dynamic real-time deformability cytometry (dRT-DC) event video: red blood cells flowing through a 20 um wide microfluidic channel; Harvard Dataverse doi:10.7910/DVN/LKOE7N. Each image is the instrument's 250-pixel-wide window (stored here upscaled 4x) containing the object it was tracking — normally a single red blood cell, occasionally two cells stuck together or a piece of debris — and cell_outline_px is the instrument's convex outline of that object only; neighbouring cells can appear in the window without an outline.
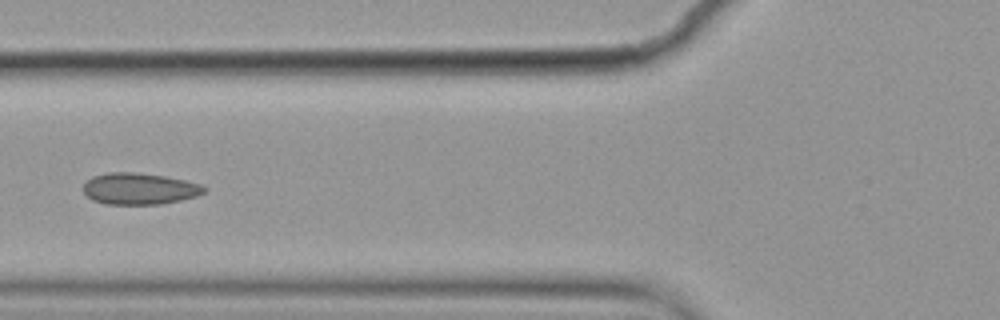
{"species": "common noctule bat (a hibernating species)", "species_latin": "Nyctalus noctula", "temperature_condition": "cold", "stored_images_in_passage": 5, "camera_frame_rate_fps": 3000, "um_per_image_px": 0.085, "animal": {"sex": "female", "body_mass_g": 19.9}, "frame": {"image": 1, "passage_image": 5, "time_ms": 1.333, "image_size_px": [1000, 320], "cell_outline_px": [[208, 188], [204, 192], [196, 196], [180, 200], [160, 204], [104, 204], [92, 200], [84, 192], [84, 184], [92, 176], [108, 172], [132, 172], [164, 176], [184, 180], [200, 184]], "centroid_in_image_um": [11.84, 16.04], "position_along_channel_um": 114.0, "area_um2": 22.08}}